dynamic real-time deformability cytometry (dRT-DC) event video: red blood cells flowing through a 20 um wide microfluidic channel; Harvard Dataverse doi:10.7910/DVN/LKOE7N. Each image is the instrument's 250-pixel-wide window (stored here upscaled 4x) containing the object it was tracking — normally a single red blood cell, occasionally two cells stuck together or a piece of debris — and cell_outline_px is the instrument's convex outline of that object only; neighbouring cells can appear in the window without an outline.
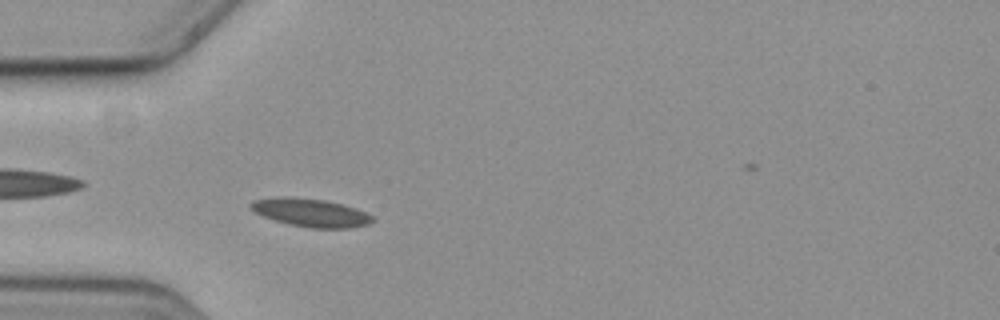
{"species": "common noctule bat (a hibernating species)", "species_latin": "Nyctalus noctula", "temperature_condition": "cold", "stored_images_in_passage": 8, "camera_frame_rate_fps": 3000, "um_per_image_px": 0.085, "animal": {"sex": "female", "body_mass_g": 19.3, "forearm_length_mm": 54.1}, "frame": {"image": 1, "passage_image": 4, "time_ms": 1.0, "image_size_px": [1000, 320], "cell_outline_px": [[376, 220], [368, 224], [352, 228], [312, 228], [288, 224], [264, 216], [256, 212], [248, 204], [252, 200], [272, 196], [292, 196], [324, 200], [344, 204], [356, 208], [372, 216]], "centroid_in_image_um": [26.41, 18.06], "position_along_channel_um": 58.6, "area_um2": 20.17}}